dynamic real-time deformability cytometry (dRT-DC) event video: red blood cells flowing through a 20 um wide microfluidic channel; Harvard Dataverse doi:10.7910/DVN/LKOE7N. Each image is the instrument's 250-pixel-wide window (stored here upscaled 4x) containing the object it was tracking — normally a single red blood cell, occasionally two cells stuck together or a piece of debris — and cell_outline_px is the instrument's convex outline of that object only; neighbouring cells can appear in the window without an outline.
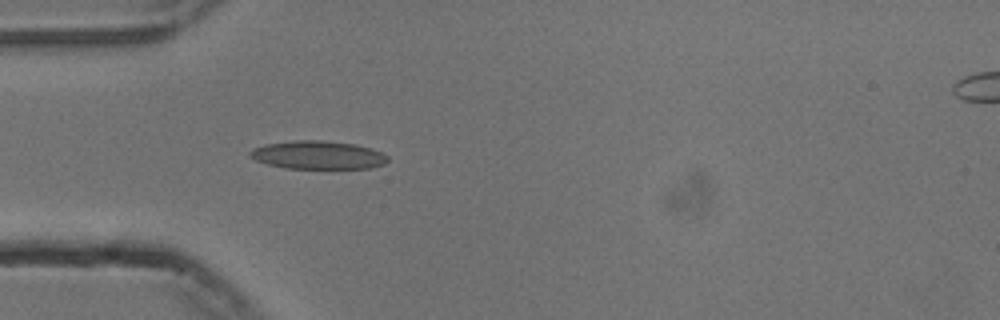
{"species": "common noctule bat (a hibernating species)", "species_latin": "Nyctalus noctula", "temperature_condition": "cold", "stored_images_in_passage": 16, "camera_frame_rate_fps": 3000, "um_per_image_px": 0.085, "animal": {"sex": "male", "body_mass_g": 13.3}, "frame": {"image": 1, "passage_image": 1, "time_ms": 0.0, "image_size_px": [1000, 320], "cell_outline_px": [[388, 160], [384, 164], [372, 168], [284, 168], [268, 164], [256, 160], [248, 156], [248, 152], [252, 148], [264, 144], [296, 140], [320, 140], [356, 144], [380, 152], [388, 156]], "centroid_in_image_um": [26.98, 13.17], "position_along_channel_um": 58.0, "area_um2": 22.66}}
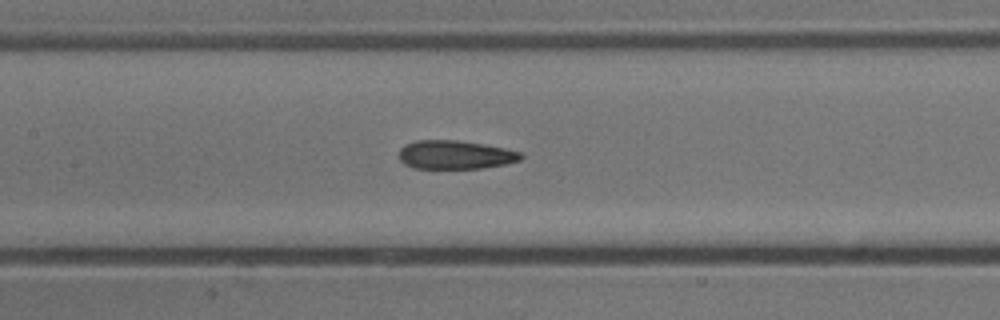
{"frame": {"image": 2, "passage_image": 10, "time_ms": 3.0, "image_size_px": [1000, 320], "cell_outline_px": [[524, 156], [520, 160], [504, 164], [480, 168], [412, 168], [404, 164], [400, 160], [400, 148], [404, 144], [416, 140], [456, 140], [484, 144], [504, 148], [520, 152]], "centroid_in_image_um": [38.67, 13.15], "position_along_channel_um": 168.7, "area_um2": 20.29}}
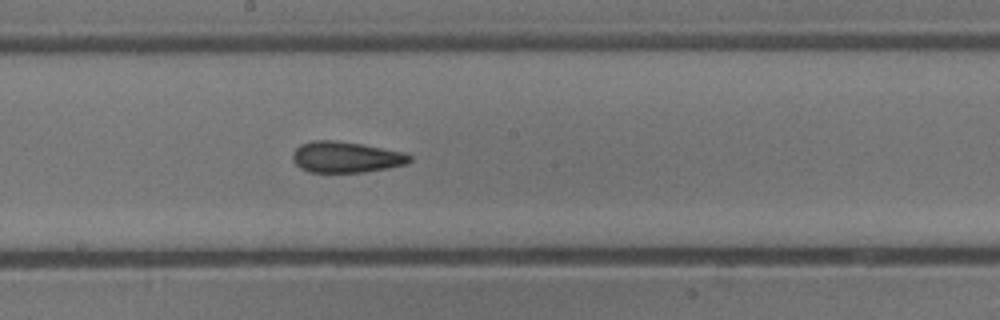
{"frame": {"image": 3, "passage_image": 14, "time_ms": 4.333, "image_size_px": [1000, 320], "cell_outline_px": [[412, 160], [408, 164], [388, 168], [364, 172], [308, 172], [300, 168], [292, 160], [292, 152], [300, 144], [312, 140], [332, 140], [360, 144], [404, 152], [412, 156]], "centroid_in_image_um": [29.39, 13.36], "position_along_channel_um": 218.8, "area_um2": 21.27}}